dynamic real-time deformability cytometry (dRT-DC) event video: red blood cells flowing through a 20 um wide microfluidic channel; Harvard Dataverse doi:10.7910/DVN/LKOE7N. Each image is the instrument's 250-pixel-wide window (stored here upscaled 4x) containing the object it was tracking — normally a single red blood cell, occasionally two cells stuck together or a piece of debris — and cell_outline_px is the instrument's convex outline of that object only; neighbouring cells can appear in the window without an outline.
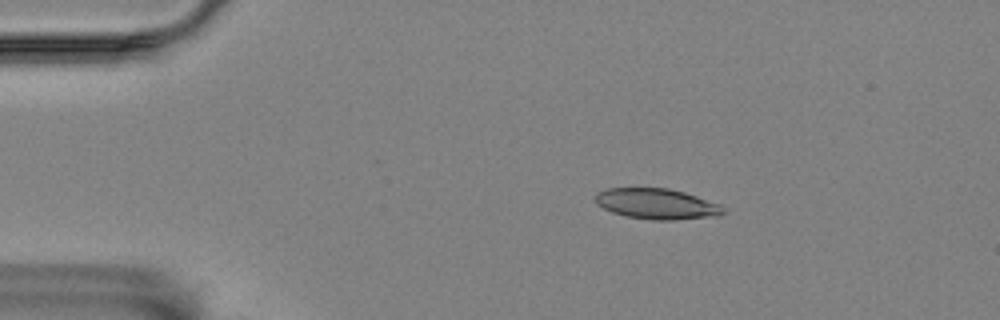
{"species": "Egyptian fruit bat (a non-hibernating species)", "species_latin": "Rousettus aegyptiacus", "temperature_condition": "room temperature", "stored_images_in_passage": 47, "camera_frame_rate_fps": 3000, "um_per_image_px": 0.085, "animal": {"sex": "female"}, "frame": {"image": 1, "passage_image": 1, "time_ms": 0.0, "image_size_px": [1000, 320], "cell_outline_px": [[724, 212], [720, 216], [672, 220], [652, 220], [624, 216], [612, 212], [596, 204], [596, 196], [600, 192], [608, 188], [668, 188], [684, 192], [720, 204], [724, 208]], "centroid_in_image_um": [55.85, 17.34], "position_along_channel_um": 29.2, "area_um2": 22.77}}
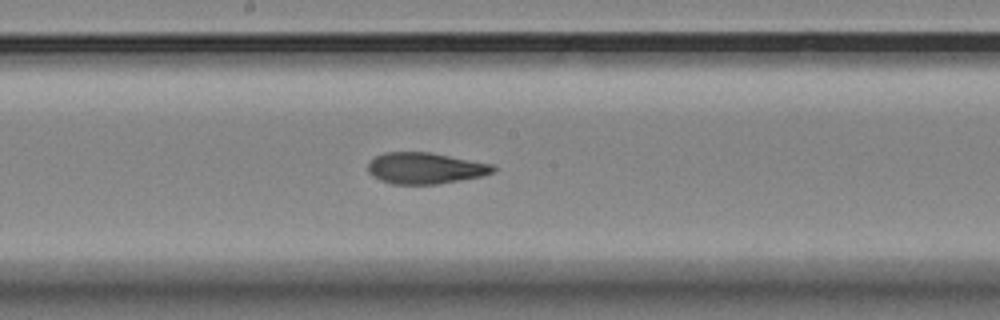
{"frame": {"image": 2, "passage_image": 21, "time_ms": 6.667, "image_size_px": [1000, 320], "cell_outline_px": [[496, 168], [492, 172], [480, 176], [436, 184], [392, 184], [380, 180], [372, 176], [368, 172], [368, 160], [384, 152], [432, 152], [492, 164]], "centroid_in_image_um": [36.08, 14.28], "position_along_channel_um": 212.1, "area_um2": 22.77}}
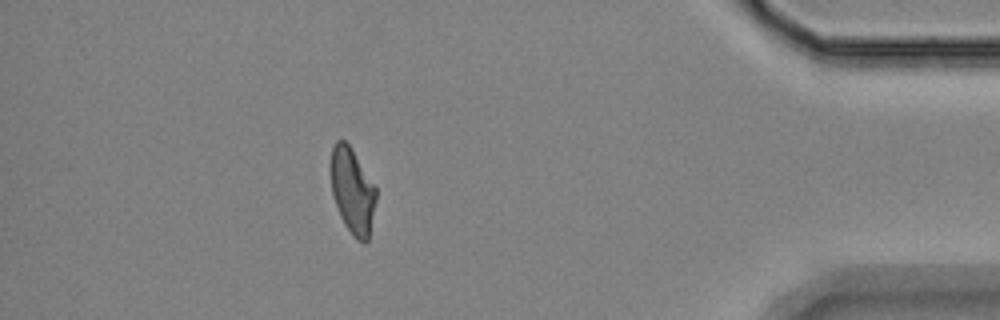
{"frame": {"image": 3, "passage_image": 41, "time_ms": 13.333, "image_size_px": [1000, 320], "cell_outline_px": [[376, 200], [368, 240], [364, 244], [356, 240], [344, 224], [340, 216], [332, 192], [328, 168], [328, 164], [332, 148], [336, 140], [344, 140], [352, 148], [376, 188]], "centroid_in_image_um": [29.92, 16.19], "position_along_channel_um": 405.3, "area_um2": 22.95}, "authors_computed_cell_mechanics": {"area_um2": 23.3512, "velocity_mm_per_s": 3.5501, "shape_relaxation_time_tau1_ms": null, "shape_relaxation_time_tau2_ms": 2.1369, "deformation_change_tau1": null, "deformation_change_tau2": 0.0883}}